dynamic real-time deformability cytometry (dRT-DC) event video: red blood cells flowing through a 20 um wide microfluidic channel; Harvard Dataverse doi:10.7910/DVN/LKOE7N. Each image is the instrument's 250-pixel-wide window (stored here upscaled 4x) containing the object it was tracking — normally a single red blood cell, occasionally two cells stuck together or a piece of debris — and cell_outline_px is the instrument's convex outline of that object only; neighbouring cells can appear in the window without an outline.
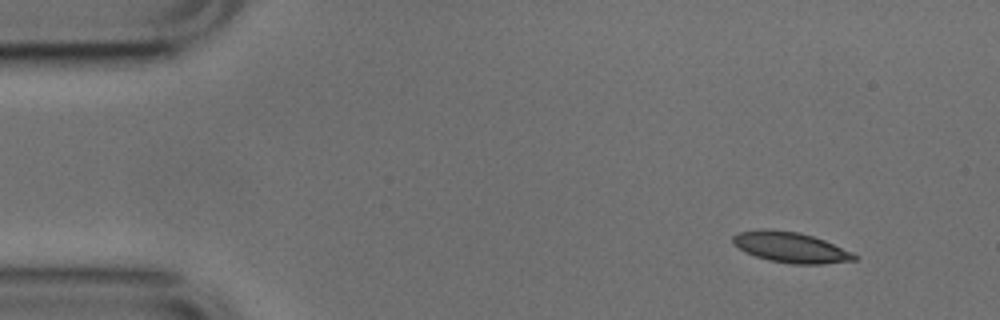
{"species": "common noctule bat (a hibernating species)", "species_latin": "Nyctalus noctula", "temperature_condition": "cold", "stored_images_in_passage": 51, "camera_frame_rate_fps": 3000, "um_per_image_px": 0.085, "animal": {"sex": "male", "body_mass_g": 17.9, "forearm_length_mm": 54.2}, "frame": {"image": 1, "passage_image": 4, "time_ms": 1.0, "image_size_px": [1000, 320], "cell_outline_px": [[860, 256], [856, 260], [820, 264], [792, 264], [768, 260], [756, 256], [740, 248], [732, 240], [732, 236], [740, 232], [764, 228], [800, 232], [824, 240], [852, 252]], "centroid_in_image_um": [67.24, 21.02], "position_along_channel_um": 17.8, "area_um2": 21.44}}
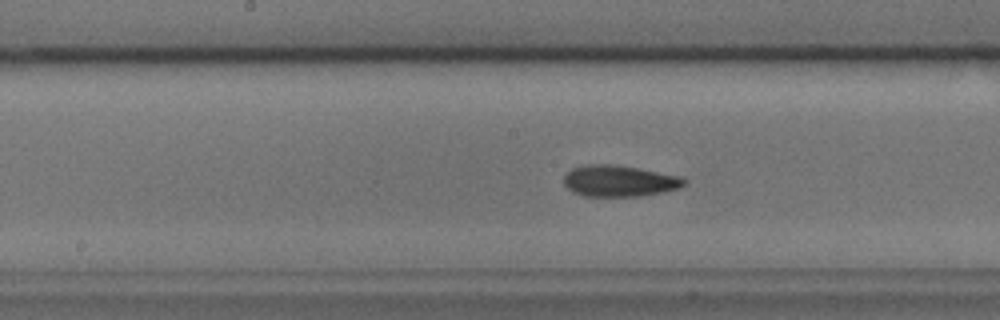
{"frame": {"image": 2, "passage_image": 25, "time_ms": 8.0, "image_size_px": [1000, 320], "cell_outline_px": [[688, 180], [680, 188], [640, 196], [584, 196], [572, 192], [564, 184], [564, 176], [572, 168], [588, 164], [612, 164], [636, 168], [680, 176]], "centroid_in_image_um": [52.62, 15.38], "position_along_channel_um": 195.6, "area_um2": 21.79}}
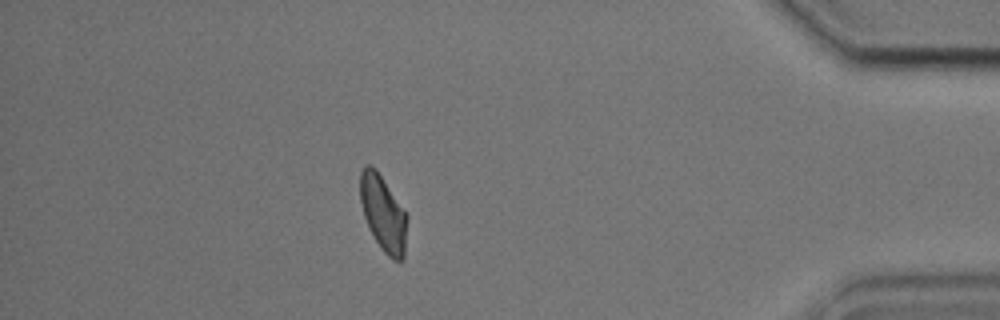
{"frame": {"image": 3, "passage_image": 45, "time_ms": 14.667, "image_size_px": [1000, 320], "cell_outline_px": [[408, 220], [404, 260], [392, 260], [380, 248], [372, 236], [368, 228], [364, 216], [360, 200], [360, 172], [364, 164], [368, 164], [376, 168], [408, 216]], "centroid_in_image_um": [32.57, 18.16], "position_along_channel_um": 402.6, "area_um2": 21.04}, "authors_computed_cell_mechanics": {"area_um2": 21.4438, "velocity_mm_per_s": 3.7812, "shape_relaxation_time_tau1_ms": 2.7175, "shape_relaxation_time_tau2_ms": 1.4005, "deformation_change_tau1": 0.1052, "deformation_change_tau2": 0.0672}}